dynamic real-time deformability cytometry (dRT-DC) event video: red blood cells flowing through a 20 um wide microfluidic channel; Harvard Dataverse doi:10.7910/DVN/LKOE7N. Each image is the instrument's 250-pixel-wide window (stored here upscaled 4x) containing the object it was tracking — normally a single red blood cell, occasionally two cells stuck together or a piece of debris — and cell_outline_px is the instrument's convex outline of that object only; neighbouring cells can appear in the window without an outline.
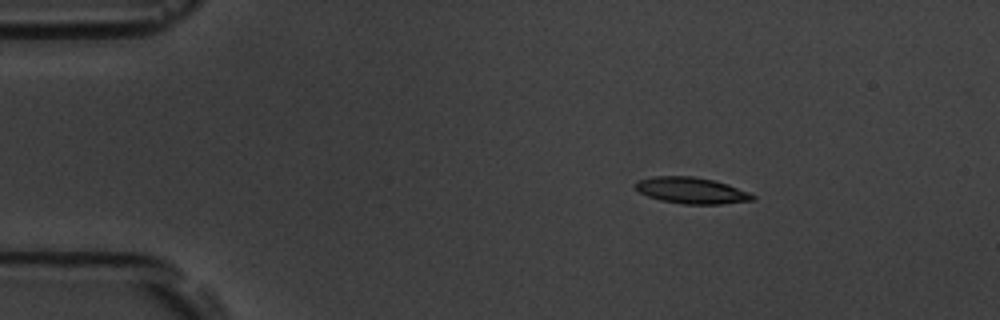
{"species": "common noctule bat (a hibernating species)", "species_latin": "Nyctalus noctula", "temperature_condition": "room temperature", "stored_images_in_passage": 46, "camera_frame_rate_fps": 3000, "um_per_image_px": 0.085, "animal": {"sex": "male", "body_mass_g": 19.5, "forearm_length_mm": 54.6}, "frame": {"image": 1, "passage_image": 1, "time_ms": 0.0, "image_size_px": [1000, 320], "cell_outline_px": [[756, 200], [720, 204], [684, 204], [660, 200], [648, 196], [640, 192], [636, 188], [636, 180], [652, 176], [692, 176], [712, 180], [728, 184], [752, 192], [756, 196]], "centroid_in_image_um": [58.83, 16.19], "position_along_channel_um": 26.2, "area_um2": 18.09}}
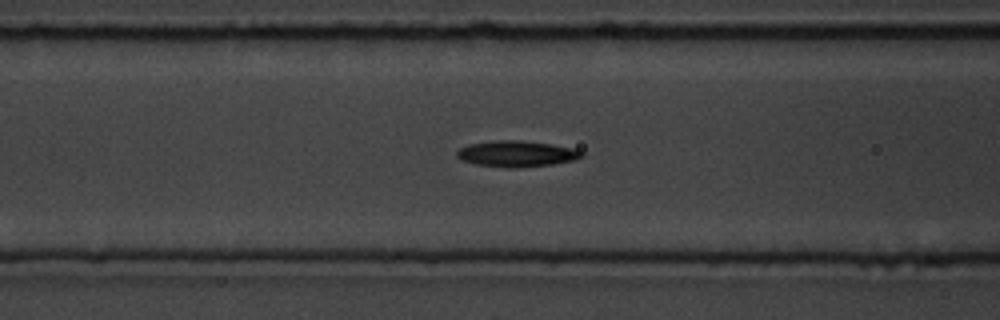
{"frame": {"image": 2, "passage_image": 14, "time_ms": 4.333, "image_size_px": [1000, 320], "cell_outline_px": [[584, 156], [576, 160], [552, 164], [516, 168], [508, 168], [476, 164], [460, 160], [456, 156], [456, 152], [460, 148], [468, 144], [492, 140], [520, 140], [552, 144], [572, 148], [584, 152]], "centroid_in_image_um": [43.9, 13.07], "position_along_channel_um": 122.7, "area_um2": 19.13}}
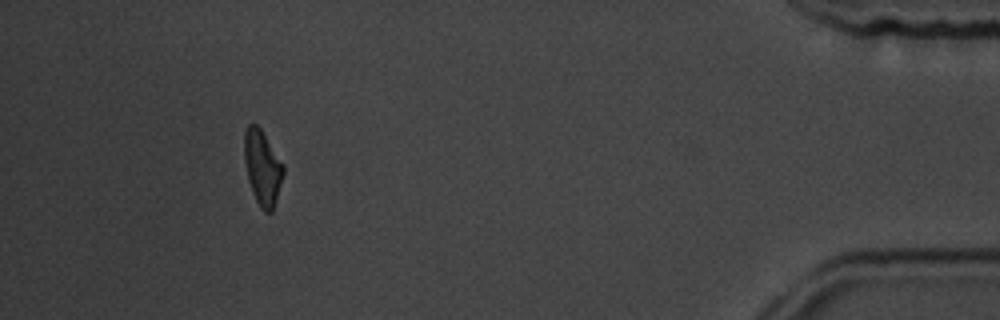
{"frame": {"image": 3, "passage_image": 42, "time_ms": 13.667, "image_size_px": [1000, 320], "cell_outline_px": [[284, 172], [276, 200], [272, 212], [264, 212], [260, 208], [252, 192], [248, 180], [244, 160], [244, 132], [248, 124], [256, 124], [260, 128], [284, 164]], "centroid_in_image_um": [22.3, 14.25], "position_along_channel_um": 412.9, "area_um2": 17.05}, "authors_computed_cell_mechanics": {"area_um2": 17.8602, "velocity_mm_per_s": 3.7843, "shape_relaxation_time_tau1_ms": 3.7764, "shape_relaxation_time_tau2_ms": 7.1798, "deformation_change_tau1": 0.1513, "deformation_change_tau2": 0.1619}}